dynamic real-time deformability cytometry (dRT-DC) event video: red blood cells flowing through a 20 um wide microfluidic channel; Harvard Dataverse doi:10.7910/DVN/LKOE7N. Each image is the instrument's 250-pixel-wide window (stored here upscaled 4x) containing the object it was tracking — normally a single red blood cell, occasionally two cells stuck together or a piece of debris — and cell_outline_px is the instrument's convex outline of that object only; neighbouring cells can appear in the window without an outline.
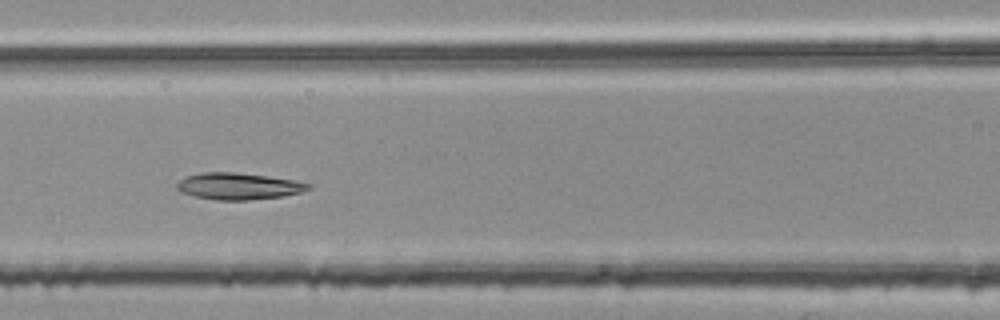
{"species": "common noctule bat (a hibernating species)", "species_latin": "Nyctalus noctula", "temperature_condition": "room temperature", "stored_images_in_passage": 11, "camera_frame_rate_fps": 3000, "um_per_image_px": 0.085, "animal": {"sex": "female", "body_mass_g": 25.1}, "frame": {"image": 1, "passage_image": 7, "time_ms": 2.0, "image_size_px": [1000, 320], "cell_outline_px": [[312, 188], [300, 192], [284, 196], [248, 200], [216, 200], [196, 196], [180, 192], [176, 188], [176, 184], [180, 180], [188, 176], [200, 172], [232, 172], [268, 176], [292, 180], [312, 184]], "centroid_in_image_um": [20.27, 15.83], "position_along_channel_um": 146.3, "area_um2": 20.35}}